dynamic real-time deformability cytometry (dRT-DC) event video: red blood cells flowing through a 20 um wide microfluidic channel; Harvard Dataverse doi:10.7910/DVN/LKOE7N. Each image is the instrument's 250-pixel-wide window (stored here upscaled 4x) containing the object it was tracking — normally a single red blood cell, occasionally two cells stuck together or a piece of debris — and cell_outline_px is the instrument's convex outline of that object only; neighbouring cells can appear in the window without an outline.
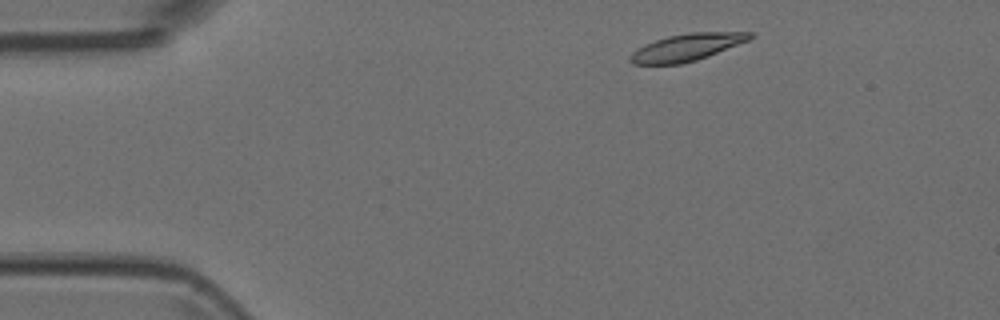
{"species": "Egyptian fruit bat (a non-hibernating species)", "species_latin": "Rousettus aegyptiacus", "temperature_condition": "room temperature", "stored_images_in_passage": 3, "camera_frame_rate_fps": 3000, "um_per_image_px": 0.085, "animal": {"sex": "female"}, "frame": {"image": 1, "passage_image": 1, "time_ms": 0.0, "image_size_px": [1000, 320], "cell_outline_px": [[756, 36], [748, 40], [708, 56], [696, 60], [680, 64], [632, 64], [628, 60], [628, 56], [632, 52], [644, 44], [668, 36], [688, 32], [756, 32]], "centroid_in_image_um": [58.37, 4.01], "position_along_channel_um": 26.6, "area_um2": 18.96}}